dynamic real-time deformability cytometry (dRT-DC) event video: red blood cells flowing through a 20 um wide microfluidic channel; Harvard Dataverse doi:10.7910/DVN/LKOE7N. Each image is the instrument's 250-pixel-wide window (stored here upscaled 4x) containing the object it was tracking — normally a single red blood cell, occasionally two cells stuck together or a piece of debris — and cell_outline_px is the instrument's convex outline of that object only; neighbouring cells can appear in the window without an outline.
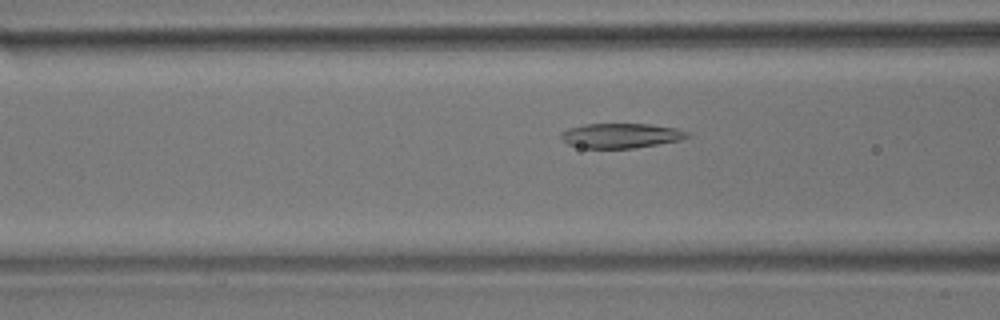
{"species": "common noctule bat (a hibernating species)", "species_latin": "Nyctalus noctula", "temperature_condition": "room temperature", "stored_images_in_passage": 46, "camera_frame_rate_fps": 3000, "um_per_image_px": 0.085, "animal": {"sex": "male", "body_mass_g": 17.9}, "frame": {"image": 1, "passage_image": 16, "time_ms": 5.0, "image_size_px": [1000, 320], "cell_outline_px": [[688, 136], [680, 140], [632, 148], [580, 148], [568, 144], [560, 136], [568, 128], [584, 124], [652, 124], [676, 128], [688, 132]], "centroid_in_image_um": [52.76, 11.52], "position_along_channel_um": 113.8, "area_um2": 18.03}}
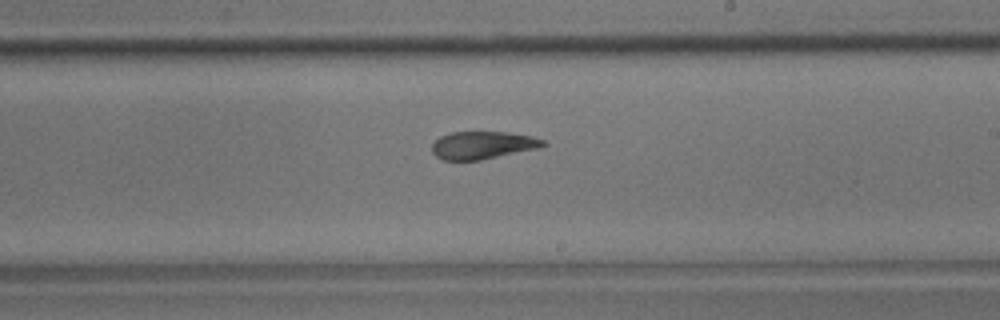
{"frame": {"image": 2, "passage_image": 27, "time_ms": 8.667, "image_size_px": [1000, 320], "cell_outline_px": [[548, 144], [540, 148], [480, 160], [444, 160], [436, 156], [432, 152], [432, 144], [440, 136], [452, 132], [508, 132], [532, 136], [544, 140]], "centroid_in_image_um": [41.05, 12.34], "position_along_channel_um": 247.9, "area_um2": 17.98}}
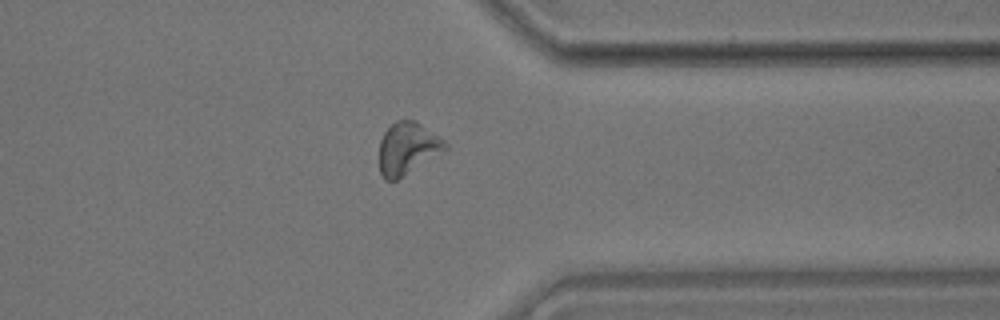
{"frame": {"image": 3, "passage_image": 38, "time_ms": 12.333, "image_size_px": [1000, 320], "cell_outline_px": [[448, 148], [396, 180], [384, 180], [380, 172], [380, 140], [384, 132], [396, 120], [416, 120], [444, 140], [448, 144]], "centroid_in_image_um": [34.63, 12.59], "position_along_channel_um": 376.8, "area_um2": 19.71}, "authors_computed_cell_mechanics": {"area_um2": 19.0451, "velocity_mm_per_s": 3.6561, "shape_relaxation_time_tau1_ms": 5.7554, "shape_relaxation_time_tau2_ms": 2.8123, "deformation_change_tau1": 0.1542, "deformation_change_tau2": 0.1078}}